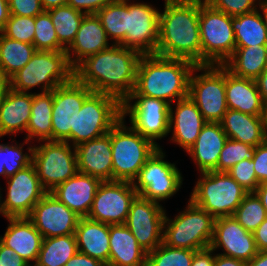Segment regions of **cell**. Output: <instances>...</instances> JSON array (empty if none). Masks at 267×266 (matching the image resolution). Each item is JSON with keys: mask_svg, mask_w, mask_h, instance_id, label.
Listing matches in <instances>:
<instances>
[{"mask_svg": "<svg viewBox=\"0 0 267 266\" xmlns=\"http://www.w3.org/2000/svg\"><path fill=\"white\" fill-rule=\"evenodd\" d=\"M141 56L134 49L112 44L80 61L74 67V79L93 92L112 95L122 103L134 90Z\"/></svg>", "mask_w": 267, "mask_h": 266, "instance_id": "cell-1", "label": "cell"}, {"mask_svg": "<svg viewBox=\"0 0 267 266\" xmlns=\"http://www.w3.org/2000/svg\"><path fill=\"white\" fill-rule=\"evenodd\" d=\"M156 55L201 65L199 0H164Z\"/></svg>", "mask_w": 267, "mask_h": 266, "instance_id": "cell-2", "label": "cell"}, {"mask_svg": "<svg viewBox=\"0 0 267 266\" xmlns=\"http://www.w3.org/2000/svg\"><path fill=\"white\" fill-rule=\"evenodd\" d=\"M196 65L183 58L142 55L134 90L128 96H148L173 105L188 97L189 78Z\"/></svg>", "mask_w": 267, "mask_h": 266, "instance_id": "cell-3", "label": "cell"}, {"mask_svg": "<svg viewBox=\"0 0 267 266\" xmlns=\"http://www.w3.org/2000/svg\"><path fill=\"white\" fill-rule=\"evenodd\" d=\"M73 79L74 67L66 51L36 50L30 61L9 78V85L11 89L25 93L40 86V93H45Z\"/></svg>", "mask_w": 267, "mask_h": 266, "instance_id": "cell-4", "label": "cell"}, {"mask_svg": "<svg viewBox=\"0 0 267 266\" xmlns=\"http://www.w3.org/2000/svg\"><path fill=\"white\" fill-rule=\"evenodd\" d=\"M121 118L110 130L112 149V180L132 182L140 169L159 148L142 137Z\"/></svg>", "mask_w": 267, "mask_h": 266, "instance_id": "cell-5", "label": "cell"}, {"mask_svg": "<svg viewBox=\"0 0 267 266\" xmlns=\"http://www.w3.org/2000/svg\"><path fill=\"white\" fill-rule=\"evenodd\" d=\"M215 218L190 199L173 219L167 212L163 223V243L173 248L201 250L210 247Z\"/></svg>", "mask_w": 267, "mask_h": 266, "instance_id": "cell-6", "label": "cell"}, {"mask_svg": "<svg viewBox=\"0 0 267 266\" xmlns=\"http://www.w3.org/2000/svg\"><path fill=\"white\" fill-rule=\"evenodd\" d=\"M200 174L189 199L215 219L233 216L248 192L227 172Z\"/></svg>", "mask_w": 267, "mask_h": 266, "instance_id": "cell-7", "label": "cell"}, {"mask_svg": "<svg viewBox=\"0 0 267 266\" xmlns=\"http://www.w3.org/2000/svg\"><path fill=\"white\" fill-rule=\"evenodd\" d=\"M201 65H223L235 51L232 17L199 0Z\"/></svg>", "mask_w": 267, "mask_h": 266, "instance_id": "cell-8", "label": "cell"}, {"mask_svg": "<svg viewBox=\"0 0 267 266\" xmlns=\"http://www.w3.org/2000/svg\"><path fill=\"white\" fill-rule=\"evenodd\" d=\"M200 71L202 73L197 74ZM225 83L226 68L223 65H196L191 72L188 97L197 105L206 122L220 123L228 110Z\"/></svg>", "mask_w": 267, "mask_h": 266, "instance_id": "cell-9", "label": "cell"}, {"mask_svg": "<svg viewBox=\"0 0 267 266\" xmlns=\"http://www.w3.org/2000/svg\"><path fill=\"white\" fill-rule=\"evenodd\" d=\"M121 118V102L116 97L92 92L75 116L71 145L76 147L107 134Z\"/></svg>", "mask_w": 267, "mask_h": 266, "instance_id": "cell-10", "label": "cell"}, {"mask_svg": "<svg viewBox=\"0 0 267 266\" xmlns=\"http://www.w3.org/2000/svg\"><path fill=\"white\" fill-rule=\"evenodd\" d=\"M34 145L33 161L42 187L51 192L78 172L77 154L68 142L43 141Z\"/></svg>", "mask_w": 267, "mask_h": 266, "instance_id": "cell-11", "label": "cell"}, {"mask_svg": "<svg viewBox=\"0 0 267 266\" xmlns=\"http://www.w3.org/2000/svg\"><path fill=\"white\" fill-rule=\"evenodd\" d=\"M165 153L158 148L133 181L138 195L157 203L173 197L183 184L180 170L174 162L165 160Z\"/></svg>", "mask_w": 267, "mask_h": 266, "instance_id": "cell-12", "label": "cell"}, {"mask_svg": "<svg viewBox=\"0 0 267 266\" xmlns=\"http://www.w3.org/2000/svg\"><path fill=\"white\" fill-rule=\"evenodd\" d=\"M169 110V103L148 96H128L121 103L122 118L129 116L130 126L159 148L156 140L169 135Z\"/></svg>", "mask_w": 267, "mask_h": 266, "instance_id": "cell-13", "label": "cell"}, {"mask_svg": "<svg viewBox=\"0 0 267 266\" xmlns=\"http://www.w3.org/2000/svg\"><path fill=\"white\" fill-rule=\"evenodd\" d=\"M137 195L132 182L102 181L87 218L109 225L125 224Z\"/></svg>", "mask_w": 267, "mask_h": 266, "instance_id": "cell-14", "label": "cell"}, {"mask_svg": "<svg viewBox=\"0 0 267 266\" xmlns=\"http://www.w3.org/2000/svg\"><path fill=\"white\" fill-rule=\"evenodd\" d=\"M166 210L155 201L137 195L132 201L125 225L148 253L163 242Z\"/></svg>", "mask_w": 267, "mask_h": 266, "instance_id": "cell-15", "label": "cell"}, {"mask_svg": "<svg viewBox=\"0 0 267 266\" xmlns=\"http://www.w3.org/2000/svg\"><path fill=\"white\" fill-rule=\"evenodd\" d=\"M6 198H2L4 217H28L47 191L42 187L34 164L6 179Z\"/></svg>", "mask_w": 267, "mask_h": 266, "instance_id": "cell-16", "label": "cell"}, {"mask_svg": "<svg viewBox=\"0 0 267 266\" xmlns=\"http://www.w3.org/2000/svg\"><path fill=\"white\" fill-rule=\"evenodd\" d=\"M93 91L73 79L53 90L52 141L70 142L74 120L84 100Z\"/></svg>", "mask_w": 267, "mask_h": 266, "instance_id": "cell-17", "label": "cell"}, {"mask_svg": "<svg viewBox=\"0 0 267 266\" xmlns=\"http://www.w3.org/2000/svg\"><path fill=\"white\" fill-rule=\"evenodd\" d=\"M159 9L145 2L127 3L126 47L142 55L156 54L159 39Z\"/></svg>", "mask_w": 267, "mask_h": 266, "instance_id": "cell-18", "label": "cell"}, {"mask_svg": "<svg viewBox=\"0 0 267 266\" xmlns=\"http://www.w3.org/2000/svg\"><path fill=\"white\" fill-rule=\"evenodd\" d=\"M43 238L75 234L80 216L47 192L28 216Z\"/></svg>", "mask_w": 267, "mask_h": 266, "instance_id": "cell-19", "label": "cell"}, {"mask_svg": "<svg viewBox=\"0 0 267 266\" xmlns=\"http://www.w3.org/2000/svg\"><path fill=\"white\" fill-rule=\"evenodd\" d=\"M210 248L213 251L222 248L224 256L250 261L257 250L253 232L247 231L234 216L216 218Z\"/></svg>", "mask_w": 267, "mask_h": 266, "instance_id": "cell-20", "label": "cell"}, {"mask_svg": "<svg viewBox=\"0 0 267 266\" xmlns=\"http://www.w3.org/2000/svg\"><path fill=\"white\" fill-rule=\"evenodd\" d=\"M174 108L173 110L170 105L169 133L172 132L170 141L187 152L194 145L202 127L207 122L189 97L176 101Z\"/></svg>", "mask_w": 267, "mask_h": 266, "instance_id": "cell-21", "label": "cell"}, {"mask_svg": "<svg viewBox=\"0 0 267 266\" xmlns=\"http://www.w3.org/2000/svg\"><path fill=\"white\" fill-rule=\"evenodd\" d=\"M78 172L112 181V149L110 131L96 139L85 141L76 147Z\"/></svg>", "mask_w": 267, "mask_h": 266, "instance_id": "cell-22", "label": "cell"}, {"mask_svg": "<svg viewBox=\"0 0 267 266\" xmlns=\"http://www.w3.org/2000/svg\"><path fill=\"white\" fill-rule=\"evenodd\" d=\"M101 182L99 178L77 172L50 193L80 217H87Z\"/></svg>", "mask_w": 267, "mask_h": 266, "instance_id": "cell-23", "label": "cell"}, {"mask_svg": "<svg viewBox=\"0 0 267 266\" xmlns=\"http://www.w3.org/2000/svg\"><path fill=\"white\" fill-rule=\"evenodd\" d=\"M0 242L19 254L29 265L36 263L43 237L28 217H9Z\"/></svg>", "mask_w": 267, "mask_h": 266, "instance_id": "cell-24", "label": "cell"}, {"mask_svg": "<svg viewBox=\"0 0 267 266\" xmlns=\"http://www.w3.org/2000/svg\"><path fill=\"white\" fill-rule=\"evenodd\" d=\"M101 20L96 14L84 15L76 37L66 49L70 64L75 67L84 58L110 47Z\"/></svg>", "mask_w": 267, "mask_h": 266, "instance_id": "cell-25", "label": "cell"}, {"mask_svg": "<svg viewBox=\"0 0 267 266\" xmlns=\"http://www.w3.org/2000/svg\"><path fill=\"white\" fill-rule=\"evenodd\" d=\"M225 90L228 109L253 116H265L267 108L255 80L235 76L226 69Z\"/></svg>", "mask_w": 267, "mask_h": 266, "instance_id": "cell-26", "label": "cell"}, {"mask_svg": "<svg viewBox=\"0 0 267 266\" xmlns=\"http://www.w3.org/2000/svg\"><path fill=\"white\" fill-rule=\"evenodd\" d=\"M228 137L220 123L207 122L194 145L186 153L191 156L200 173L216 171L220 152Z\"/></svg>", "mask_w": 267, "mask_h": 266, "instance_id": "cell-27", "label": "cell"}, {"mask_svg": "<svg viewBox=\"0 0 267 266\" xmlns=\"http://www.w3.org/2000/svg\"><path fill=\"white\" fill-rule=\"evenodd\" d=\"M33 93L8 89L0 106V138L26 132L31 116Z\"/></svg>", "mask_w": 267, "mask_h": 266, "instance_id": "cell-28", "label": "cell"}, {"mask_svg": "<svg viewBox=\"0 0 267 266\" xmlns=\"http://www.w3.org/2000/svg\"><path fill=\"white\" fill-rule=\"evenodd\" d=\"M110 266H146L147 252L125 224L109 225Z\"/></svg>", "mask_w": 267, "mask_h": 266, "instance_id": "cell-29", "label": "cell"}, {"mask_svg": "<svg viewBox=\"0 0 267 266\" xmlns=\"http://www.w3.org/2000/svg\"><path fill=\"white\" fill-rule=\"evenodd\" d=\"M230 139L257 147L266 140L265 116H253L228 109L220 122Z\"/></svg>", "mask_w": 267, "mask_h": 266, "instance_id": "cell-30", "label": "cell"}, {"mask_svg": "<svg viewBox=\"0 0 267 266\" xmlns=\"http://www.w3.org/2000/svg\"><path fill=\"white\" fill-rule=\"evenodd\" d=\"M75 236L78 252L109 263V224L80 217Z\"/></svg>", "mask_w": 267, "mask_h": 266, "instance_id": "cell-31", "label": "cell"}, {"mask_svg": "<svg viewBox=\"0 0 267 266\" xmlns=\"http://www.w3.org/2000/svg\"><path fill=\"white\" fill-rule=\"evenodd\" d=\"M53 91L33 93L31 116L26 130L24 143L52 141Z\"/></svg>", "mask_w": 267, "mask_h": 266, "instance_id": "cell-32", "label": "cell"}, {"mask_svg": "<svg viewBox=\"0 0 267 266\" xmlns=\"http://www.w3.org/2000/svg\"><path fill=\"white\" fill-rule=\"evenodd\" d=\"M223 66L235 76L255 80L267 68V45L235 47Z\"/></svg>", "mask_w": 267, "mask_h": 266, "instance_id": "cell-33", "label": "cell"}, {"mask_svg": "<svg viewBox=\"0 0 267 266\" xmlns=\"http://www.w3.org/2000/svg\"><path fill=\"white\" fill-rule=\"evenodd\" d=\"M235 47L267 45V28L259 8L255 11L232 17Z\"/></svg>", "mask_w": 267, "mask_h": 266, "instance_id": "cell-34", "label": "cell"}, {"mask_svg": "<svg viewBox=\"0 0 267 266\" xmlns=\"http://www.w3.org/2000/svg\"><path fill=\"white\" fill-rule=\"evenodd\" d=\"M78 252L75 234L43 238L35 266H64Z\"/></svg>", "mask_w": 267, "mask_h": 266, "instance_id": "cell-35", "label": "cell"}, {"mask_svg": "<svg viewBox=\"0 0 267 266\" xmlns=\"http://www.w3.org/2000/svg\"><path fill=\"white\" fill-rule=\"evenodd\" d=\"M36 49L33 44L10 39L0 32V71L8 79L22 69Z\"/></svg>", "mask_w": 267, "mask_h": 266, "instance_id": "cell-36", "label": "cell"}, {"mask_svg": "<svg viewBox=\"0 0 267 266\" xmlns=\"http://www.w3.org/2000/svg\"><path fill=\"white\" fill-rule=\"evenodd\" d=\"M96 15L101 20L112 44L126 47L127 3H111L100 9Z\"/></svg>", "mask_w": 267, "mask_h": 266, "instance_id": "cell-37", "label": "cell"}, {"mask_svg": "<svg viewBox=\"0 0 267 266\" xmlns=\"http://www.w3.org/2000/svg\"><path fill=\"white\" fill-rule=\"evenodd\" d=\"M48 12L55 26L58 42L67 49L74 41L85 14L69 5L59 6L48 10Z\"/></svg>", "mask_w": 267, "mask_h": 266, "instance_id": "cell-38", "label": "cell"}, {"mask_svg": "<svg viewBox=\"0 0 267 266\" xmlns=\"http://www.w3.org/2000/svg\"><path fill=\"white\" fill-rule=\"evenodd\" d=\"M10 145L0 143V176L5 179L13 176L17 171L32 164L34 146H28V152L23 153L24 143ZM29 153V154H28Z\"/></svg>", "mask_w": 267, "mask_h": 266, "instance_id": "cell-39", "label": "cell"}, {"mask_svg": "<svg viewBox=\"0 0 267 266\" xmlns=\"http://www.w3.org/2000/svg\"><path fill=\"white\" fill-rule=\"evenodd\" d=\"M233 216L247 231L253 232L266 219L267 213L256 193L249 192L236 208Z\"/></svg>", "mask_w": 267, "mask_h": 266, "instance_id": "cell-40", "label": "cell"}, {"mask_svg": "<svg viewBox=\"0 0 267 266\" xmlns=\"http://www.w3.org/2000/svg\"><path fill=\"white\" fill-rule=\"evenodd\" d=\"M195 250L173 248L163 242L147 253L146 266H191Z\"/></svg>", "mask_w": 267, "mask_h": 266, "instance_id": "cell-41", "label": "cell"}, {"mask_svg": "<svg viewBox=\"0 0 267 266\" xmlns=\"http://www.w3.org/2000/svg\"><path fill=\"white\" fill-rule=\"evenodd\" d=\"M55 26L48 11H43L35 17V34L33 45L36 50L66 51L58 42Z\"/></svg>", "mask_w": 267, "mask_h": 266, "instance_id": "cell-42", "label": "cell"}, {"mask_svg": "<svg viewBox=\"0 0 267 266\" xmlns=\"http://www.w3.org/2000/svg\"><path fill=\"white\" fill-rule=\"evenodd\" d=\"M255 147L228 138L220 152L216 172H227L240 161L252 160Z\"/></svg>", "mask_w": 267, "mask_h": 266, "instance_id": "cell-43", "label": "cell"}, {"mask_svg": "<svg viewBox=\"0 0 267 266\" xmlns=\"http://www.w3.org/2000/svg\"><path fill=\"white\" fill-rule=\"evenodd\" d=\"M0 32L10 39L33 44L35 17L10 15Z\"/></svg>", "mask_w": 267, "mask_h": 266, "instance_id": "cell-44", "label": "cell"}, {"mask_svg": "<svg viewBox=\"0 0 267 266\" xmlns=\"http://www.w3.org/2000/svg\"><path fill=\"white\" fill-rule=\"evenodd\" d=\"M227 173L236 180L248 193L255 192L260 185L254 170V161L244 159L234 165Z\"/></svg>", "mask_w": 267, "mask_h": 266, "instance_id": "cell-45", "label": "cell"}, {"mask_svg": "<svg viewBox=\"0 0 267 266\" xmlns=\"http://www.w3.org/2000/svg\"><path fill=\"white\" fill-rule=\"evenodd\" d=\"M213 8L236 17L258 9L260 0H205Z\"/></svg>", "mask_w": 267, "mask_h": 266, "instance_id": "cell-46", "label": "cell"}, {"mask_svg": "<svg viewBox=\"0 0 267 266\" xmlns=\"http://www.w3.org/2000/svg\"><path fill=\"white\" fill-rule=\"evenodd\" d=\"M10 15L36 17L44 11L41 0H8Z\"/></svg>", "mask_w": 267, "mask_h": 266, "instance_id": "cell-47", "label": "cell"}, {"mask_svg": "<svg viewBox=\"0 0 267 266\" xmlns=\"http://www.w3.org/2000/svg\"><path fill=\"white\" fill-rule=\"evenodd\" d=\"M254 170L260 184L267 182V139L255 147Z\"/></svg>", "mask_w": 267, "mask_h": 266, "instance_id": "cell-48", "label": "cell"}, {"mask_svg": "<svg viewBox=\"0 0 267 266\" xmlns=\"http://www.w3.org/2000/svg\"><path fill=\"white\" fill-rule=\"evenodd\" d=\"M111 3H114V0H68L67 5L87 15L96 14Z\"/></svg>", "mask_w": 267, "mask_h": 266, "instance_id": "cell-49", "label": "cell"}, {"mask_svg": "<svg viewBox=\"0 0 267 266\" xmlns=\"http://www.w3.org/2000/svg\"><path fill=\"white\" fill-rule=\"evenodd\" d=\"M0 266H29L19 254L0 242Z\"/></svg>", "mask_w": 267, "mask_h": 266, "instance_id": "cell-50", "label": "cell"}, {"mask_svg": "<svg viewBox=\"0 0 267 266\" xmlns=\"http://www.w3.org/2000/svg\"><path fill=\"white\" fill-rule=\"evenodd\" d=\"M208 247L194 252L191 266H214L215 252Z\"/></svg>", "mask_w": 267, "mask_h": 266, "instance_id": "cell-51", "label": "cell"}, {"mask_svg": "<svg viewBox=\"0 0 267 266\" xmlns=\"http://www.w3.org/2000/svg\"><path fill=\"white\" fill-rule=\"evenodd\" d=\"M64 266H104L100 260L77 252Z\"/></svg>", "mask_w": 267, "mask_h": 266, "instance_id": "cell-52", "label": "cell"}, {"mask_svg": "<svg viewBox=\"0 0 267 266\" xmlns=\"http://www.w3.org/2000/svg\"><path fill=\"white\" fill-rule=\"evenodd\" d=\"M254 240L257 250L267 251V217L266 219L253 231Z\"/></svg>", "mask_w": 267, "mask_h": 266, "instance_id": "cell-53", "label": "cell"}, {"mask_svg": "<svg viewBox=\"0 0 267 266\" xmlns=\"http://www.w3.org/2000/svg\"><path fill=\"white\" fill-rule=\"evenodd\" d=\"M214 266H247V262L218 253L215 254Z\"/></svg>", "mask_w": 267, "mask_h": 266, "instance_id": "cell-54", "label": "cell"}, {"mask_svg": "<svg viewBox=\"0 0 267 266\" xmlns=\"http://www.w3.org/2000/svg\"><path fill=\"white\" fill-rule=\"evenodd\" d=\"M258 91L267 108V68L255 79Z\"/></svg>", "mask_w": 267, "mask_h": 266, "instance_id": "cell-55", "label": "cell"}, {"mask_svg": "<svg viewBox=\"0 0 267 266\" xmlns=\"http://www.w3.org/2000/svg\"><path fill=\"white\" fill-rule=\"evenodd\" d=\"M9 17L10 11L8 0H0V31L4 28Z\"/></svg>", "mask_w": 267, "mask_h": 266, "instance_id": "cell-56", "label": "cell"}, {"mask_svg": "<svg viewBox=\"0 0 267 266\" xmlns=\"http://www.w3.org/2000/svg\"><path fill=\"white\" fill-rule=\"evenodd\" d=\"M247 266H267V251L258 252L247 262Z\"/></svg>", "mask_w": 267, "mask_h": 266, "instance_id": "cell-57", "label": "cell"}, {"mask_svg": "<svg viewBox=\"0 0 267 266\" xmlns=\"http://www.w3.org/2000/svg\"><path fill=\"white\" fill-rule=\"evenodd\" d=\"M255 193L260 198L262 205L264 206L267 213V182L260 184L256 188Z\"/></svg>", "mask_w": 267, "mask_h": 266, "instance_id": "cell-58", "label": "cell"}, {"mask_svg": "<svg viewBox=\"0 0 267 266\" xmlns=\"http://www.w3.org/2000/svg\"><path fill=\"white\" fill-rule=\"evenodd\" d=\"M68 0H41L44 11H48L59 6L67 5Z\"/></svg>", "mask_w": 267, "mask_h": 266, "instance_id": "cell-59", "label": "cell"}, {"mask_svg": "<svg viewBox=\"0 0 267 266\" xmlns=\"http://www.w3.org/2000/svg\"><path fill=\"white\" fill-rule=\"evenodd\" d=\"M258 8H259L260 13L262 15L264 24L267 28V0H260Z\"/></svg>", "mask_w": 267, "mask_h": 266, "instance_id": "cell-60", "label": "cell"}, {"mask_svg": "<svg viewBox=\"0 0 267 266\" xmlns=\"http://www.w3.org/2000/svg\"><path fill=\"white\" fill-rule=\"evenodd\" d=\"M9 88V79L7 77H4L0 71V90H8Z\"/></svg>", "mask_w": 267, "mask_h": 266, "instance_id": "cell-61", "label": "cell"}, {"mask_svg": "<svg viewBox=\"0 0 267 266\" xmlns=\"http://www.w3.org/2000/svg\"><path fill=\"white\" fill-rule=\"evenodd\" d=\"M8 90H0V106Z\"/></svg>", "mask_w": 267, "mask_h": 266, "instance_id": "cell-62", "label": "cell"}, {"mask_svg": "<svg viewBox=\"0 0 267 266\" xmlns=\"http://www.w3.org/2000/svg\"><path fill=\"white\" fill-rule=\"evenodd\" d=\"M4 216V212L2 209V194H1V186H0V215Z\"/></svg>", "mask_w": 267, "mask_h": 266, "instance_id": "cell-63", "label": "cell"}, {"mask_svg": "<svg viewBox=\"0 0 267 266\" xmlns=\"http://www.w3.org/2000/svg\"><path fill=\"white\" fill-rule=\"evenodd\" d=\"M114 2L116 3H128V2H131L130 0H114ZM134 2V0H133Z\"/></svg>", "mask_w": 267, "mask_h": 266, "instance_id": "cell-64", "label": "cell"}, {"mask_svg": "<svg viewBox=\"0 0 267 266\" xmlns=\"http://www.w3.org/2000/svg\"><path fill=\"white\" fill-rule=\"evenodd\" d=\"M265 128H266V139H267V109L265 113Z\"/></svg>", "mask_w": 267, "mask_h": 266, "instance_id": "cell-65", "label": "cell"}]
</instances>
